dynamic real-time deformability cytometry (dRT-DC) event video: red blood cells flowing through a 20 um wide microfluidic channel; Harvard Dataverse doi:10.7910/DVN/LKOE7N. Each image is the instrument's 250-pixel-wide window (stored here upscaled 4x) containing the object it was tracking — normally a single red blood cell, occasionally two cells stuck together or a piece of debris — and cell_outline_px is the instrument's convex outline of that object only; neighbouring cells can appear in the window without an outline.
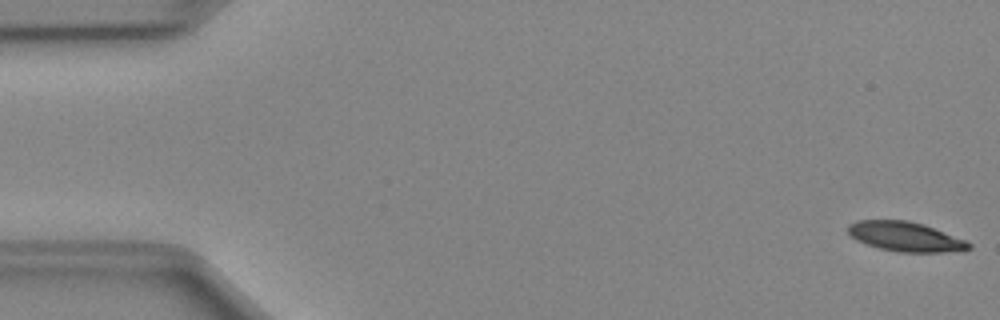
{"species": "Egyptian fruit bat (a non-hibernating species)", "species_latin": "Rousettus aegyptiacus", "temperature_condition": "cold", "stored_images_in_passage": 50, "camera_frame_rate_fps": 3000, "um_per_image_px": 0.085, "animal": {"sex": "female"}, "frame": {"image": 1, "passage_image": 1, "time_ms": 0.0, "image_size_px": [1000, 320], "cell_outline_px": [[972, 248], [964, 252], [900, 252], [880, 248], [856, 240], [848, 232], [848, 224], [856, 220], [908, 220], [924, 224], [964, 240], [972, 244]], "centroid_in_image_um": [76.99, 20.12], "position_along_channel_um": 8.0, "area_um2": 20.87}}
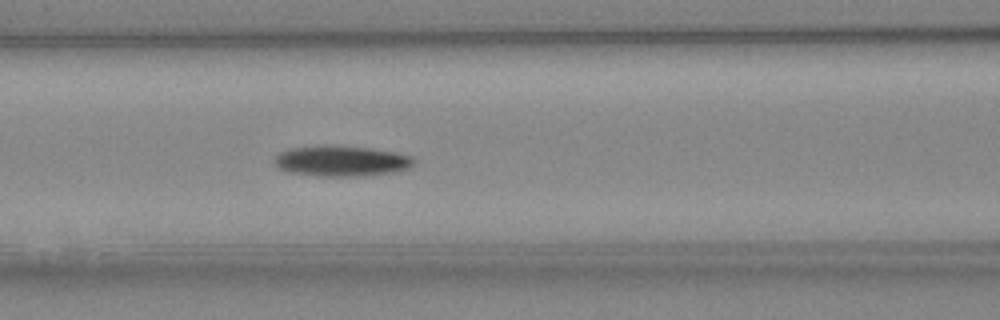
{"frame": {"image": 2, "passage_image": 21, "time_ms": 6.667, "image_size_px": [1000, 320], "cell_outline_px": [[416, 160], [408, 168], [392, 172], [364, 176], [316, 176], [288, 172], [280, 168], [276, 164], [276, 156], [280, 152], [288, 148], [368, 148], [396, 152], [412, 156]], "centroid_in_image_um": [29.07, 13.73], "position_along_channel_um": 137.5, "area_um2": 23.81}}
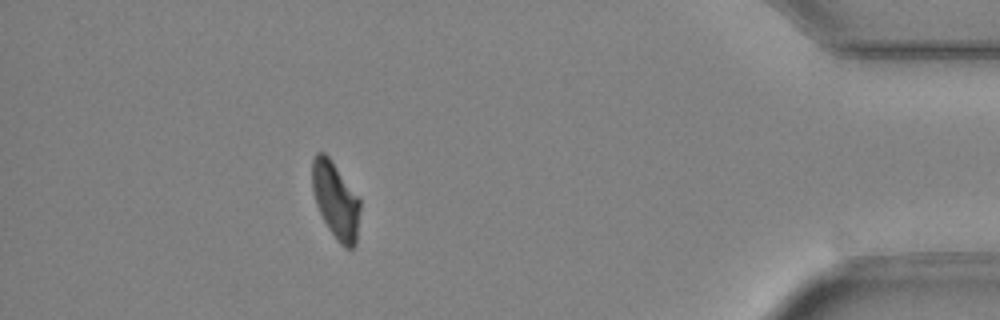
{"frame": {"image": 3, "passage_image": 45, "time_ms": 14.667, "image_size_px": [1000, 320], "cell_outline_px": [[360, 208], [356, 244], [352, 248], [344, 248], [336, 240], [328, 228], [316, 204], [312, 188], [312, 160], [316, 152], [324, 152], [328, 156], [360, 200]], "centroid_in_image_um": [28.52, 17.05], "position_along_channel_um": 406.7, "area_um2": 21.1}, "authors_computed_cell_mechanics": {"area_um2": 22.9466, "velocity_mm_per_s": 4.0025, "shape_relaxation_time_tau1_ms": 6.4838, "shape_relaxation_time_tau2_ms": null, "deformation_change_tau1": 0.1435, "deformation_change_tau2": null}}